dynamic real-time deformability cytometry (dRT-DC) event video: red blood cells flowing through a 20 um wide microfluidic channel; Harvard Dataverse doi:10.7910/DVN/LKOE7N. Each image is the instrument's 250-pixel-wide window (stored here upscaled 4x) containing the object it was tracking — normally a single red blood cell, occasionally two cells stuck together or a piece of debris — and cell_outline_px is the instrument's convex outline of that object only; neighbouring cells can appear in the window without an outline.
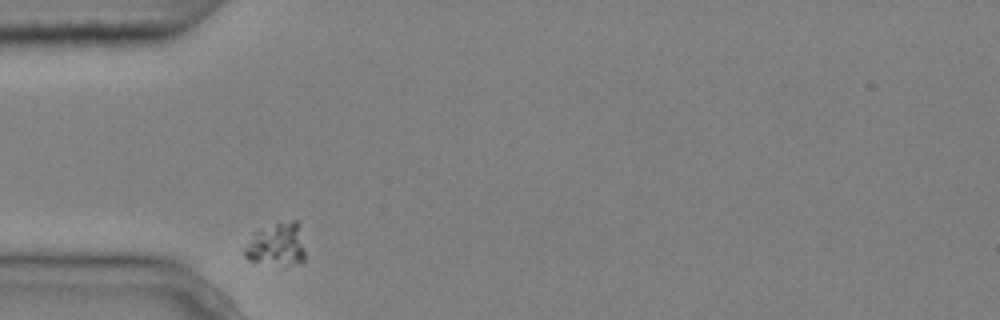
{"species": "common noctule bat (a hibernating species)", "species_latin": "Nyctalus noctula", "temperature_condition": "cold", "stored_images_in_passage": 2, "camera_frame_rate_fps": 3000, "um_per_image_px": 0.085, "animal": {"sex": "male", "body_mass_g": 20.4}, "frame": {"image": 1, "passage_image": 1, "time_ms": 0.0, "image_size_px": [1000, 320], "cell_outline_px": [[304, 260], [248, 260], [244, 256], [244, 248], [256, 232], [276, 224], [292, 220], [296, 220], [304, 252]], "centroid_in_image_um": [23.48, 20.7], "position_along_channel_um": 61.5, "area_um2": 13.24}}
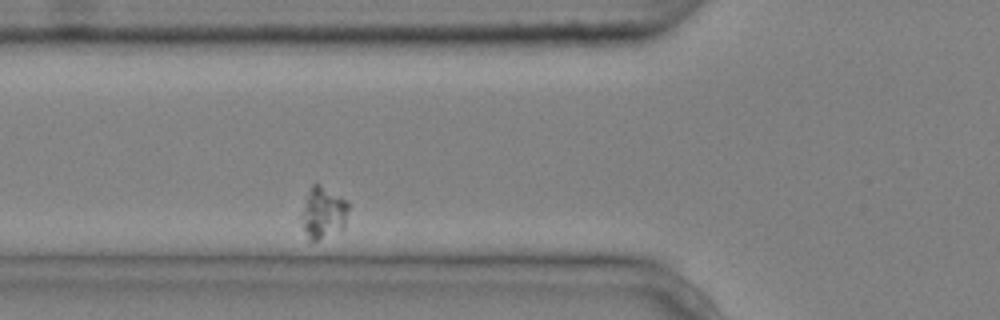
{"frame": {"image": 2, "passage_image": 2, "time_ms": 0.333, "image_size_px": [1000, 320], "cell_outline_px": [[348, 208], [344, 224], [340, 228], [316, 240], [308, 240], [304, 228], [304, 200], [312, 184], [316, 184], [344, 200], [348, 204]], "centroid_in_image_um": [27.45, 18.08], "position_along_channel_um": 98.3, "area_um2": 12.89}}